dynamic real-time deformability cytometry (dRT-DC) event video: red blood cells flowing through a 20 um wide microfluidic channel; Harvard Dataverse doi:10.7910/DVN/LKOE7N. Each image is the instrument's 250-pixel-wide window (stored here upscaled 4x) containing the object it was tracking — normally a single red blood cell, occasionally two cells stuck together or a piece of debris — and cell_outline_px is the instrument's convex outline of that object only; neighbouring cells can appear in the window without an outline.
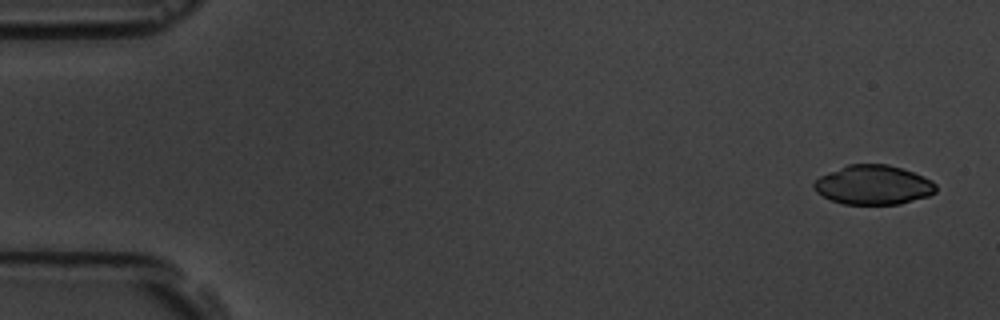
{"species": "common noctule bat (a hibernating species)", "species_latin": "Nyctalus noctula", "temperature_condition": "room temperature", "stored_images_in_passage": 3, "camera_frame_rate_fps": 3000, "um_per_image_px": 0.085, "animal": {"sex": "male", "body_mass_g": 19.5, "forearm_length_mm": 54.6}, "frame": {"image": 1, "passage_image": 1, "time_ms": 0.0, "image_size_px": [1000, 320], "cell_outline_px": [[936, 192], [928, 196], [900, 204], [844, 204], [832, 200], [816, 192], [812, 184], [820, 176], [848, 164], [888, 164], [924, 176], [932, 180], [936, 184]], "centroid_in_image_um": [74.25, 15.72], "position_along_channel_um": 10.8, "area_um2": 27.86}}